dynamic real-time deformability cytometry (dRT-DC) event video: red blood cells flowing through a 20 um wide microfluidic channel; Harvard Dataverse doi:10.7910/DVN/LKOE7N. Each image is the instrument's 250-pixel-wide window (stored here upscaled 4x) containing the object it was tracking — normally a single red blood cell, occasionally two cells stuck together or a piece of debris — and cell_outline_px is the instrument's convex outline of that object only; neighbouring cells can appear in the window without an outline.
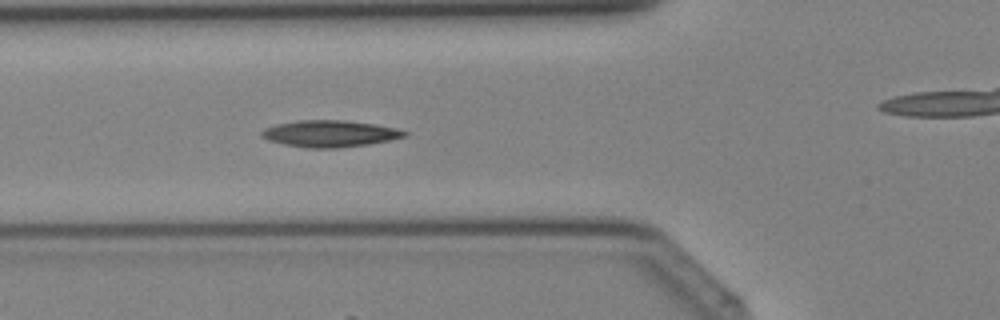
{"species": "Egyptian fruit bat (a non-hibernating species)", "species_latin": "Rousettus aegyptiacus", "temperature_condition": "cold", "stored_images_in_passage": 19, "camera_frame_rate_fps": 3000, "um_per_image_px": 0.085, "animal": {"sex": "female"}, "frame": {"image": 1, "passage_image": 14, "time_ms": 4.333, "image_size_px": [1000, 320], "cell_outline_px": [[396, 132], [392, 136], [372, 140], [344, 144], [308, 144], [300, 124], [356, 124]], "centroid_in_image_um": [29.07, 11.36], "position_along_channel_um": 96.7, "area_um2": 10.58}}